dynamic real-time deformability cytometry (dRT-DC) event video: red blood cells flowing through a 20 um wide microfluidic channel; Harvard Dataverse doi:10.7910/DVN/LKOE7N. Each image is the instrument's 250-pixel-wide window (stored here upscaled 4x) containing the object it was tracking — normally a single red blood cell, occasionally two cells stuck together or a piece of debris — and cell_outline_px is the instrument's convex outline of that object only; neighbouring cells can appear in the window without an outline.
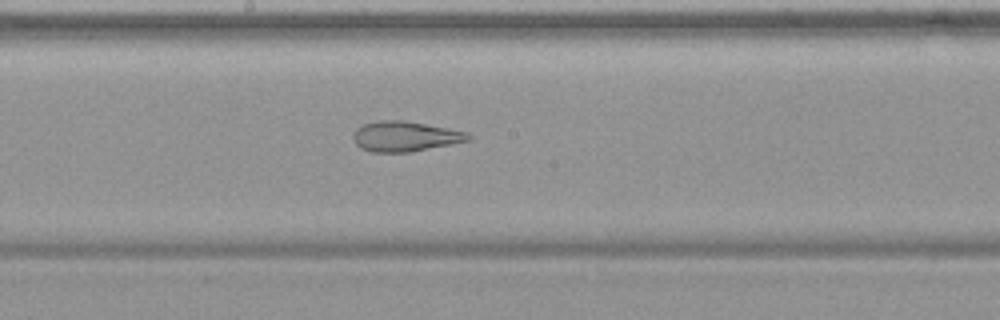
{"species": "common noctule bat (a hibernating species)", "species_latin": "Nyctalus noctula", "temperature_condition": "warm", "stored_images_in_passage": 53, "camera_frame_rate_fps": 3000, "um_per_image_px": 0.085, "animal": {"sex": "female", "body_mass_g": 19.9}, "frame": {"image": 1, "passage_image": 29, "time_ms": 9.333, "image_size_px": [1000, 320], "cell_outline_px": [[472, 140], [452, 144], [408, 152], [372, 152], [360, 148], [356, 144], [352, 136], [352, 132], [356, 128], [364, 124], [380, 120], [404, 120], [448, 128], [468, 132], [472, 136]], "centroid_in_image_um": [34.43, 11.59], "position_along_channel_um": 213.8, "area_um2": 20.35}}
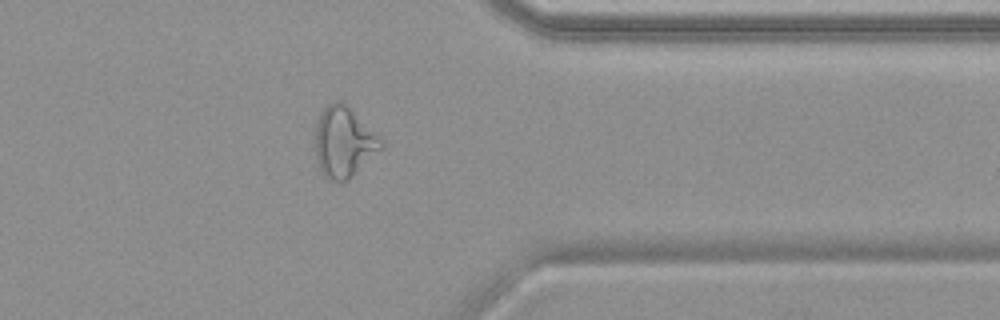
{"frame": {"image": 2, "passage_image": 43, "time_ms": 14.0, "image_size_px": [1000, 320], "cell_outline_px": [[384, 144], [348, 180], [340, 184], [324, 176], [320, 172], [316, 160], [316, 120], [320, 112], [332, 100], [340, 100], [380, 136], [384, 140]], "centroid_in_image_um": [29.19, 12.08], "position_along_channel_um": 382.2, "area_um2": 26.88}}
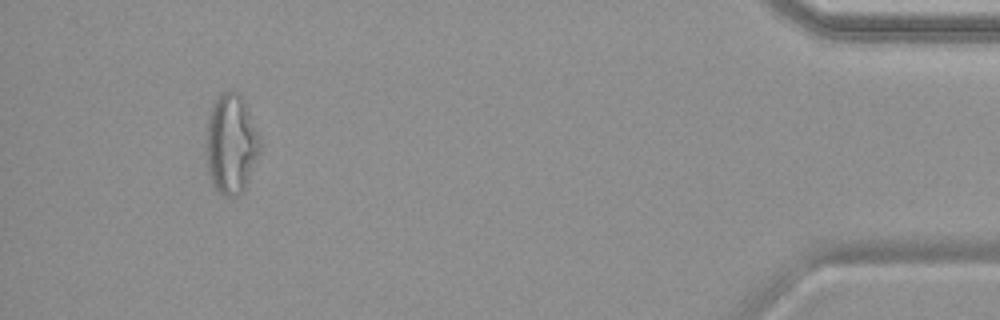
{"frame": {"image": 3, "passage_image": 50, "time_ms": 16.333, "image_size_px": [1000, 320], "cell_outline_px": [[260, 148], [244, 192], [236, 196], [224, 196], [212, 184], [208, 172], [208, 116], [212, 104], [224, 92], [240, 92], [244, 100], [260, 136]], "centroid_in_image_um": [19.67, 12.25], "position_along_channel_um": 415.5, "area_um2": 30.75}, "authors_computed_cell_mechanics": {"area_um2": 28.4954, "velocity_mm_per_s": 3.7786, "shape_relaxation_time_tau1_ms": null, "shape_relaxation_time_tau2_ms": 2.205, "deformation_change_tau1": null, "deformation_change_tau2": 0.1194}}